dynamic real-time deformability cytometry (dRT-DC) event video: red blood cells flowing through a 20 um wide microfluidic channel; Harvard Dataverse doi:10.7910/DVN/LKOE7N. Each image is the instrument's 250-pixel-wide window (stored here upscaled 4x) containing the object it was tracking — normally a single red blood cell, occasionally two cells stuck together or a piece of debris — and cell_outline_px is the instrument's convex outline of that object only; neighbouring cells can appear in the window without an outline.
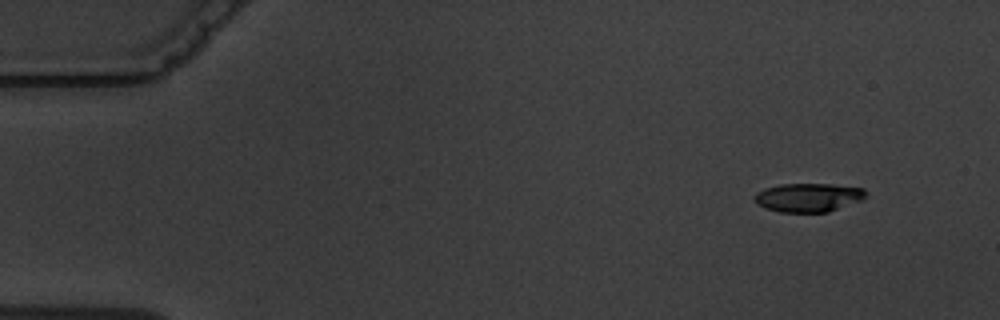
{"species": "common noctule bat (a hibernating species)", "species_latin": "Nyctalus noctula", "temperature_condition": "warm", "stored_images_in_passage": 11, "camera_frame_rate_fps": 3000, "um_per_image_px": 0.085, "animal": {"sex": "male", "body_mass_g": 19.5, "forearm_length_mm": 54.6}, "frame": {"image": 1, "passage_image": 2, "time_ms": 1.333, "image_size_px": [1000, 320], "cell_outline_px": [[868, 192], [860, 200], [828, 212], [780, 212], [764, 208], [756, 204], [752, 200], [752, 196], [756, 192], [764, 188], [780, 184], [832, 184], [864, 188]], "centroid_in_image_um": [68.63, 16.78], "position_along_channel_um": 16.4, "area_um2": 18.79}}
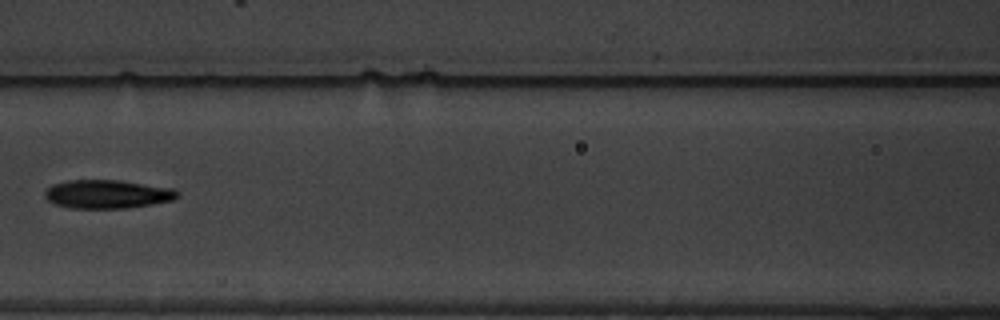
{"frame": {"image": 2, "passage_image": 7, "time_ms": 8.333, "image_size_px": [1000, 320], "cell_outline_px": [[180, 196], [172, 200], [152, 204], [124, 208], [68, 208], [52, 204], [44, 196], [44, 192], [52, 184], [68, 180], [120, 180], [176, 188], [180, 192]], "centroid_in_image_um": [9.14, 16.49], "position_along_channel_um": 157.5, "area_um2": 22.37}}
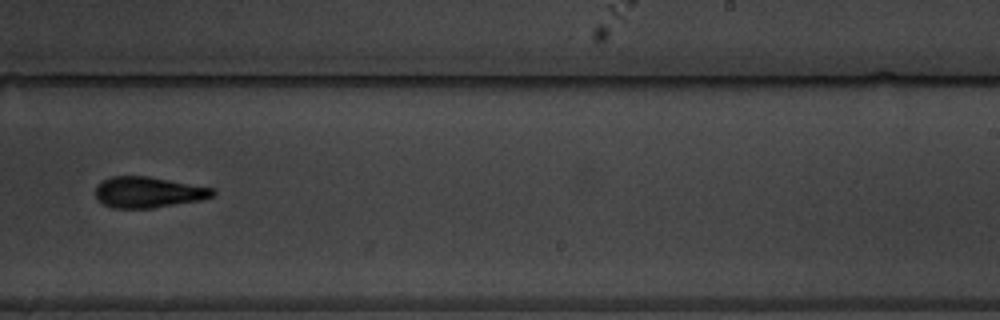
{"frame": {"image": 3, "passage_image": 10, "time_ms": 11.667, "image_size_px": [1000, 320], "cell_outline_px": [[216, 192], [212, 196], [200, 200], [152, 208], [112, 208], [96, 200], [96, 184], [112, 176], [148, 176], [216, 188]], "centroid_in_image_um": [12.6, 16.34], "position_along_channel_um": 276.4, "area_um2": 21.21}}